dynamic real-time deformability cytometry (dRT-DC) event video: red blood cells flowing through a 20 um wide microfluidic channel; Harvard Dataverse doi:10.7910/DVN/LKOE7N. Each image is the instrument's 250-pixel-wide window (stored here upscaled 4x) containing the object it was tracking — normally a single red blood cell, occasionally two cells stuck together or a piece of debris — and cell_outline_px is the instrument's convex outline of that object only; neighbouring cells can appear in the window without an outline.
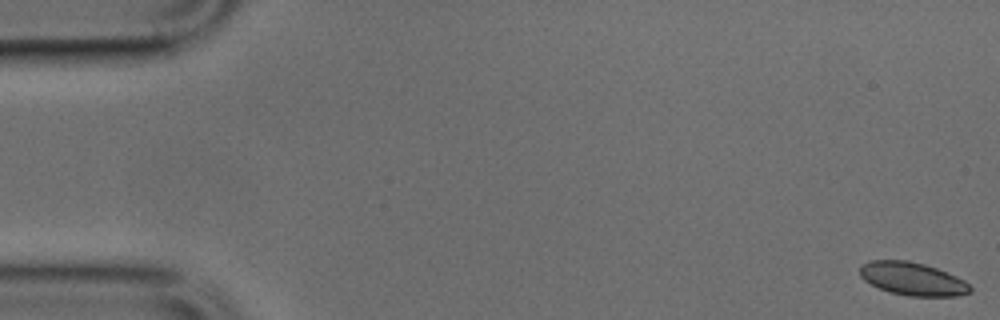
{"species": "common noctule bat (a hibernating species)", "species_latin": "Nyctalus noctula", "temperature_condition": "cold", "stored_images_in_passage": 10, "segment_of_instrument_passage": [2, 2], "camera_frame_rate_fps": 3000, "um_per_image_px": 0.085, "animal": {"sex": "male", "body_mass_g": 17.9, "forearm_length_mm": 54.2}, "frame": {"image": 1, "passage_image": 10, "time_ms": 3.0, "image_size_px": [1000, 320], "cell_outline_px": [[972, 292], [956, 296], [908, 296], [892, 292], [880, 288], [864, 280], [860, 276], [860, 264], [872, 260], [908, 260], [924, 264], [936, 268], [956, 276], [964, 280], [972, 288]], "centroid_in_image_um": [77.57, 23.69], "position_along_channel_um": 7.4, "area_um2": 21.15}}